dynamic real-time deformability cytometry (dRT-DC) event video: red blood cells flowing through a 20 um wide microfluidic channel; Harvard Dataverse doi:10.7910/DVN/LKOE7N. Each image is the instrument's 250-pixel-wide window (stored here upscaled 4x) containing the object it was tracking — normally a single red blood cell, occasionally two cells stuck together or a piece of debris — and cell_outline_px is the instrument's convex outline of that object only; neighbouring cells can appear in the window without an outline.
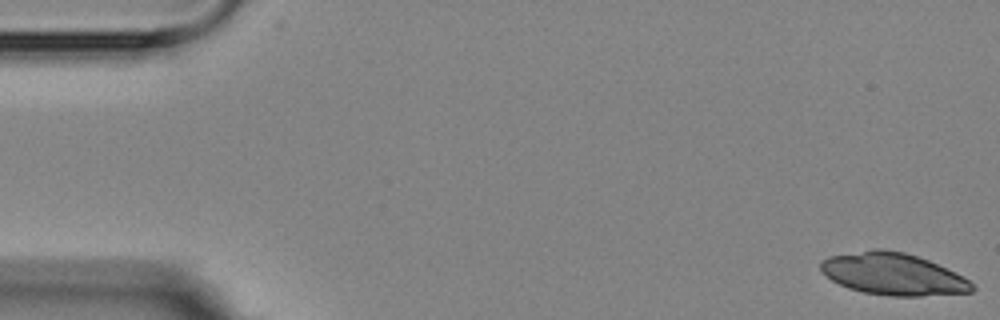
{"species": "Egyptian fruit bat (a non-hibernating species)", "species_latin": "Rousettus aegyptiacus", "temperature_condition": "room temperature", "stored_images_in_passage": 5, "camera_frame_rate_fps": 3000, "um_per_image_px": 0.085, "animal": {"sex": "female"}, "frame": {"image": 1, "passage_image": 1, "time_ms": 0.0, "image_size_px": [1000, 320], "cell_outline_px": [[976, 288], [972, 292], [920, 296], [892, 296], [864, 292], [848, 288], [832, 280], [820, 268], [820, 260], [828, 256], [876, 248], [880, 248], [904, 252], [928, 260], [956, 272], [968, 280]], "centroid_in_image_um": [75.91, 23.29], "position_along_channel_um": 9.1, "area_um2": 36.93}}